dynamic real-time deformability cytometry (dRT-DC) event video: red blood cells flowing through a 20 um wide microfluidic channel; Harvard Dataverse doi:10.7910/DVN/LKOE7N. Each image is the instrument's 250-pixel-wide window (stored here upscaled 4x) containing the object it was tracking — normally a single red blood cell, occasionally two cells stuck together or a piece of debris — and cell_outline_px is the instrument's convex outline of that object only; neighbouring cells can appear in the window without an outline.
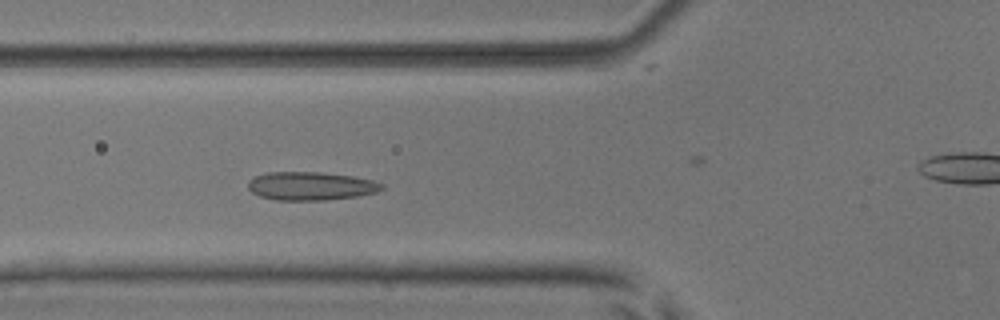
{"species": "common noctule bat (a hibernating species)", "species_latin": "Nyctalus noctula", "temperature_condition": "room temperature", "stored_images_in_passage": 43, "camera_frame_rate_fps": 3000, "um_per_image_px": 0.085, "animal": {"sex": "male", "body_mass_g": 17.9, "forearm_length_mm": 54.2}, "frame": {"image": 1, "passage_image": 9, "time_ms": 2.667, "image_size_px": [1000, 320], "cell_outline_px": [[384, 188], [376, 192], [356, 196], [324, 200], [276, 200], [260, 196], [252, 192], [248, 188], [248, 180], [256, 176], [268, 172], [320, 172], [352, 176], [372, 180], [384, 184]], "centroid_in_image_um": [26.41, 15.81], "position_along_channel_um": 99.4, "area_um2": 22.02}}
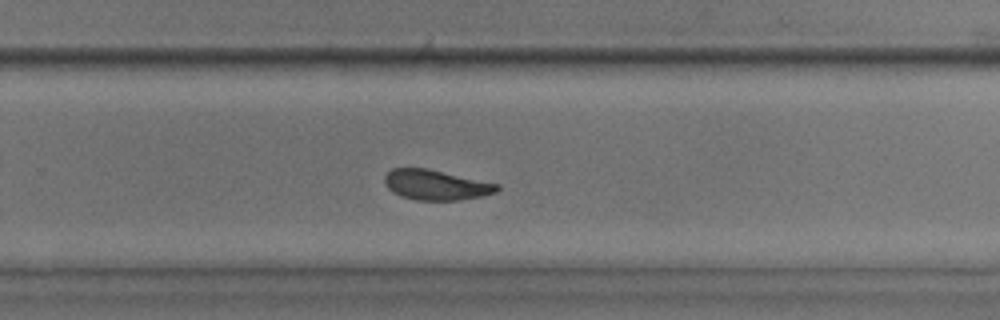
{"frame": {"image": 2, "passage_image": 24, "time_ms": 7.667, "image_size_px": [1000, 320], "cell_outline_px": [[500, 188], [496, 192], [484, 196], [460, 200], [416, 200], [400, 196], [392, 192], [384, 184], [384, 176], [392, 168], [428, 168], [500, 184]], "centroid_in_image_um": [37.06, 15.72], "position_along_channel_um": 292.7, "area_um2": 20.0}}
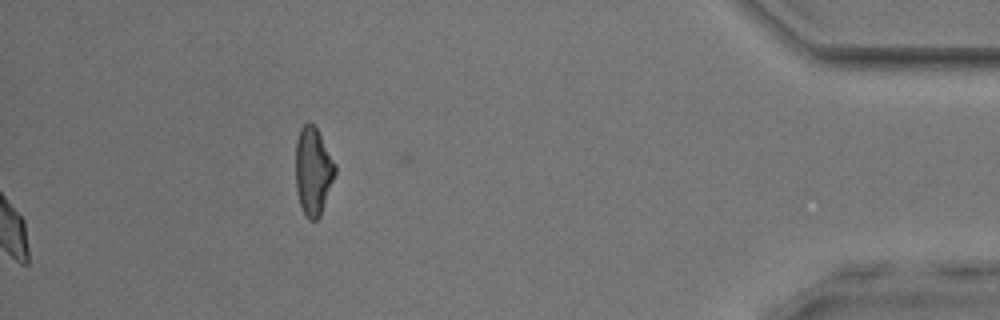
{"frame": {"image": 3, "passage_image": 43, "time_ms": 14.0, "image_size_px": [1000, 320], "cell_outline_px": [[336, 172], [320, 216], [316, 220], [308, 220], [300, 204], [296, 188], [296, 140], [300, 128], [308, 120], [316, 128], [336, 164]], "centroid_in_image_um": [26.61, 14.53], "position_along_channel_um": 408.6, "area_um2": 20.06}, "authors_computed_cell_mechanics": {"area_um2": 19.9988, "velocity_mm_per_s": 3.8749, "shape_relaxation_time_tau1_ms": 4.7511, "shape_relaxation_time_tau2_ms": 1.635, "deformation_change_tau1": 0.1005, "deformation_change_tau2": 0.0418}}